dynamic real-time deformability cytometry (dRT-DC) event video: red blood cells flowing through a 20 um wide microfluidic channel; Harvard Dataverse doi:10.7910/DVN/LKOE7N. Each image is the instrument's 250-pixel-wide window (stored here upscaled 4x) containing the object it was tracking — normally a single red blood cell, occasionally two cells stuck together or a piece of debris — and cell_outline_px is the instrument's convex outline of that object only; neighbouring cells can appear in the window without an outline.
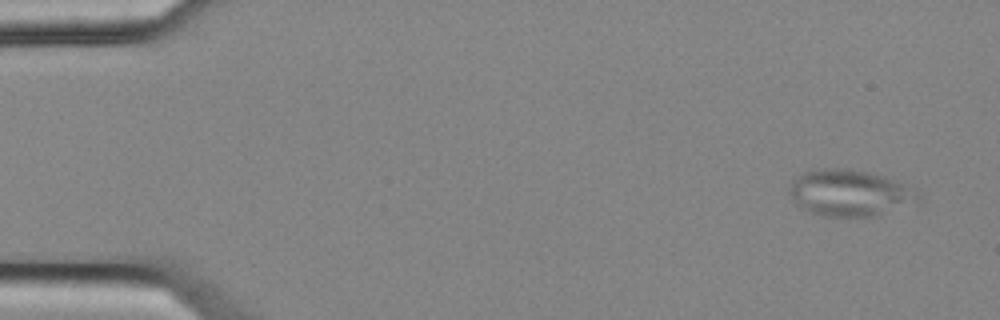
{"species": "common noctule bat (a hibernating species)", "species_latin": "Nyctalus noctula", "temperature_condition": "cold", "stored_images_in_passage": 5, "camera_frame_rate_fps": 3000, "um_per_image_px": 0.085, "animal": {"sex": "female", "body_mass_g": 25.1}, "frame": {"image": 1, "passage_image": 5, "time_ms": 1.333, "image_size_px": [1000, 320], "cell_outline_px": [[924, 196], [920, 204], [876, 216], [820, 216], [800, 208], [792, 200], [788, 192], [788, 188], [792, 176], [804, 172], [824, 168], [848, 168], [868, 172], [884, 176], [904, 184], [912, 188]], "centroid_in_image_um": [72.25, 16.41], "position_along_channel_um": 12.7, "area_um2": 35.89}}